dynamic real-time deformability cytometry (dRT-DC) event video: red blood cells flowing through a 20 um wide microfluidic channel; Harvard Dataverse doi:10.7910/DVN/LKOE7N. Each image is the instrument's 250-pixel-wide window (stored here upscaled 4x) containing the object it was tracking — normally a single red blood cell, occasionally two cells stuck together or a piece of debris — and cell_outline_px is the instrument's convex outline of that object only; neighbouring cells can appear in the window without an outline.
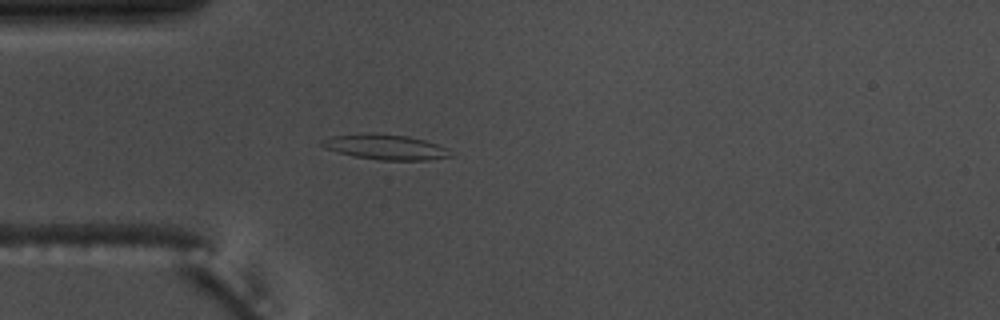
{"species": "common noctule bat (a hibernating species)", "species_latin": "Nyctalus noctula", "temperature_condition": "warm", "stored_images_in_passage": 41, "camera_frame_rate_fps": 3000, "um_per_image_px": 0.085, "animal": {"sex": "male", "body_mass_g": 17.5, "forearm_length_mm": 52.3}, "frame": {"image": 1, "passage_image": 1, "time_ms": 0.0, "image_size_px": [1000, 320], "cell_outline_px": [[452, 156], [428, 160], [380, 160], [352, 156], [324, 148], [320, 144], [320, 140], [332, 136], [360, 132], [372, 132], [408, 136], [424, 140], [448, 148]], "centroid_in_image_um": [32.71, 12.48], "position_along_channel_um": 52.3, "area_um2": 19.13}}
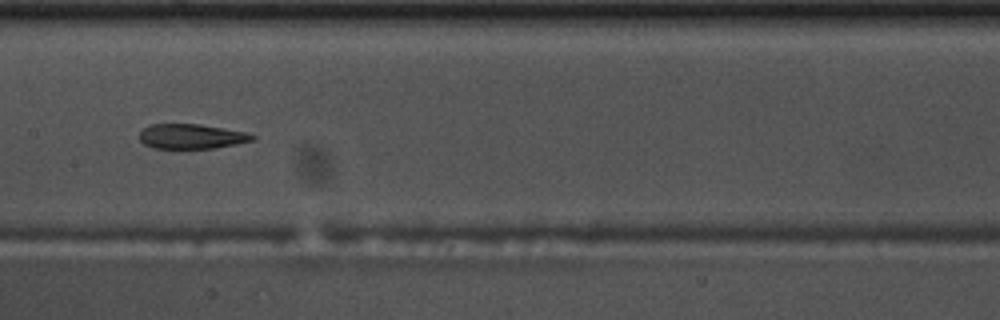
{"frame": {"image": 2, "passage_image": 13, "time_ms": 4.0, "image_size_px": [1000, 320], "cell_outline_px": [[256, 140], [216, 148], [152, 148], [144, 144], [140, 140], [140, 132], [148, 124], [200, 124], [244, 132], [256, 136]], "centroid_in_image_um": [16.26, 11.59], "position_along_channel_um": 191.1, "area_um2": 16.3}}
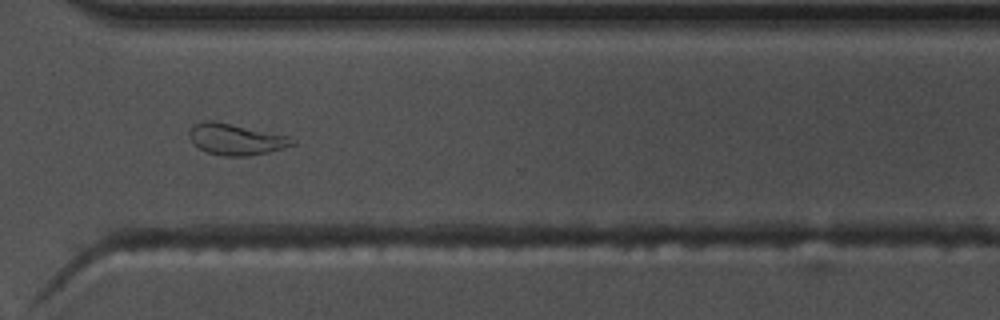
{"frame": {"image": 3, "passage_image": 26, "time_ms": 8.333, "image_size_px": [1000, 320], "cell_outline_px": [[296, 144], [284, 148], [268, 152], [244, 156], [224, 156], [208, 152], [200, 148], [188, 136], [188, 132], [192, 124], [204, 120], [212, 120], [232, 124], [288, 136], [296, 140]], "centroid_in_image_um": [20.04, 11.83], "position_along_channel_um": 350.6, "area_um2": 18.61}, "authors_computed_cell_mechanics": {"area_um2": 18.0914, "velocity_mm_per_s": 3.6757, "shape_relaxation_time_tau1_ms": null, "shape_relaxation_time_tau2_ms": 3.683, "deformation_change_tau1": null, "deformation_change_tau2": 0.1192}}